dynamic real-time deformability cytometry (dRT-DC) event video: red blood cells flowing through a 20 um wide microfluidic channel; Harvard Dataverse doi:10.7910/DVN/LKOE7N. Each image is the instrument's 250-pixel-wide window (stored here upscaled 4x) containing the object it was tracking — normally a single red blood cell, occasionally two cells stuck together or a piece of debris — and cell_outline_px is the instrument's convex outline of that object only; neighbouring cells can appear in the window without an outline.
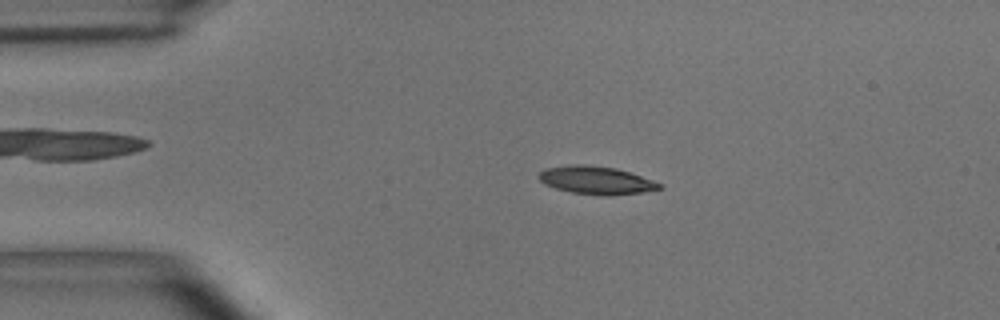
{"species": "common noctule bat (a hibernating species)", "species_latin": "Nyctalus noctula", "temperature_condition": "room temperature", "stored_images_in_passage": 53, "camera_frame_rate_fps": 3000, "um_per_image_px": 0.085, "animal": {"sex": "male", "body_mass_g": 15.6}, "frame": {"image": 1, "passage_image": 10, "time_ms": 3.0, "image_size_px": [1000, 320], "cell_outline_px": [[664, 188], [640, 192], [608, 196], [604, 196], [572, 192], [556, 188], [544, 184], [536, 176], [544, 168], [568, 164], [584, 164], [616, 168], [652, 180], [660, 184]], "centroid_in_image_um": [50.61, 15.31], "position_along_channel_um": 34.4, "area_um2": 19.59}}
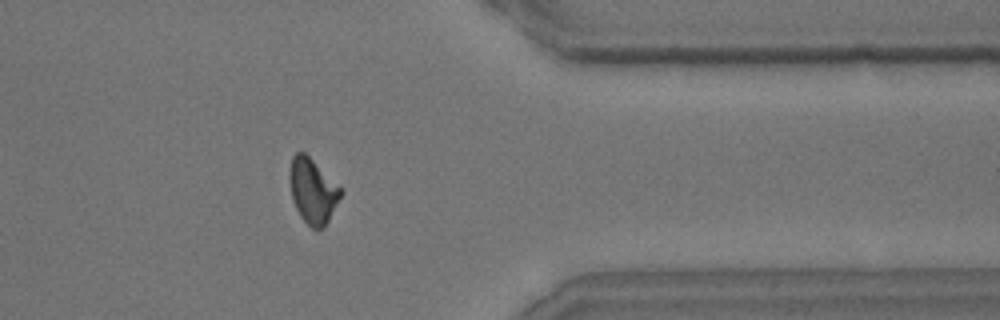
{"frame": {"image": 2, "passage_image": 43, "time_ms": 14.0, "image_size_px": [1000, 320], "cell_outline_px": [[344, 192], [324, 228], [312, 228], [300, 216], [292, 200], [288, 176], [292, 156], [296, 152], [304, 152]], "centroid_in_image_um": [26.56, 16.24], "position_along_channel_um": 384.8, "area_um2": 19.07}}
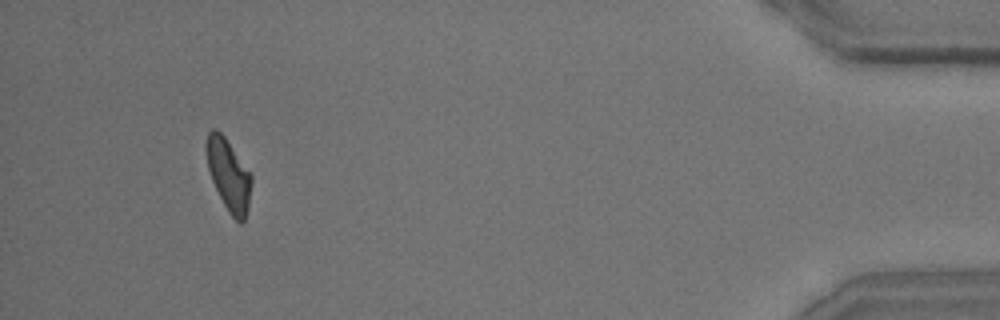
{"frame": {"image": 3, "passage_image": 50, "time_ms": 16.333, "image_size_px": [1000, 320], "cell_outline_px": [[252, 184], [248, 204], [244, 220], [240, 224], [228, 212], [212, 180], [208, 168], [204, 148], [204, 144], [208, 132], [212, 128], [216, 128], [224, 136], [252, 176]], "centroid_in_image_um": [19.4, 14.82], "position_along_channel_um": 415.8, "area_um2": 18.67}, "authors_computed_cell_mechanics": {"area_um2": 19.3052, "velocity_mm_per_s": 3.6529, "shape_relaxation_time_tau1_ms": 4.6555, "shape_relaxation_time_tau2_ms": 3.4777, "deformation_change_tau1": 0.1585, "deformation_change_tau2": 0.1036}}